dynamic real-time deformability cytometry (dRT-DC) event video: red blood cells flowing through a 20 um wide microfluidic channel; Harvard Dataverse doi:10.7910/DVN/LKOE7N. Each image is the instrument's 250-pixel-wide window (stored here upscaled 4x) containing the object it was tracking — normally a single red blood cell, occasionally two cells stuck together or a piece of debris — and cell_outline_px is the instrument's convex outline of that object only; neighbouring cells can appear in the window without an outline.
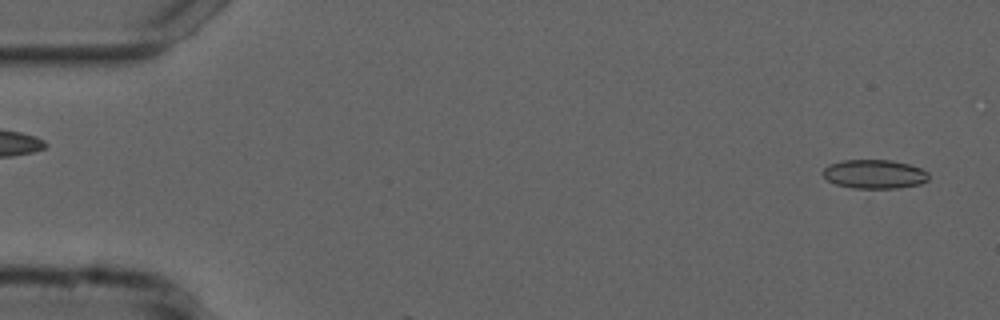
{"species": "common noctule bat (a hibernating species)", "species_latin": "Nyctalus noctula", "temperature_condition": "cold", "stored_images_in_passage": 6, "camera_frame_rate_fps": 3000, "um_per_image_px": 0.085, "animal": {"sex": "male", "forearm_length_mm": 52.5}, "frame": {"image": 1, "passage_image": 3, "time_ms": 0.667, "image_size_px": [1000, 320], "cell_outline_px": [[928, 180], [920, 184], [868, 200], [828, 180], [820, 172], [828, 164], [844, 160], [892, 160], [908, 164], [920, 168], [928, 172]], "centroid_in_image_um": [74.3, 15.01], "position_along_channel_um": 10.7, "area_um2": 20.87}}